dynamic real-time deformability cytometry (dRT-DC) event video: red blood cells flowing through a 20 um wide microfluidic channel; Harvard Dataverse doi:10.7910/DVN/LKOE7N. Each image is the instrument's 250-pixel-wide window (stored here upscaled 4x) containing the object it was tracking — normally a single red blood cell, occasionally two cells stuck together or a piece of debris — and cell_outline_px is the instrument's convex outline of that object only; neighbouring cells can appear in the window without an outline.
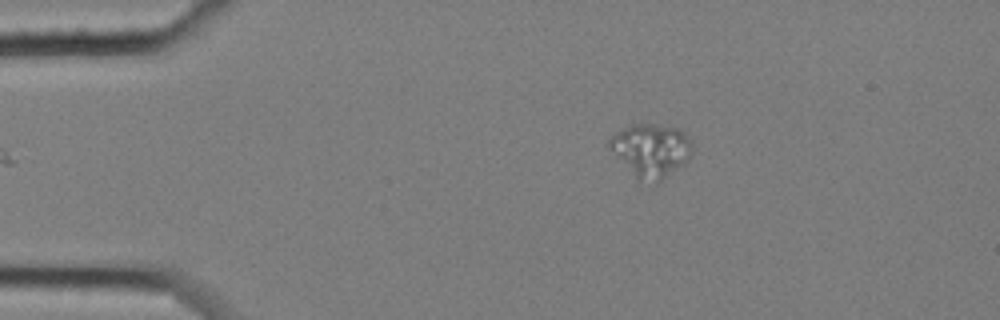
{"species": "common noctule bat (a hibernating species)", "species_latin": "Nyctalus noctula", "temperature_condition": "cold", "stored_images_in_passage": 7, "camera_frame_rate_fps": 3000, "um_per_image_px": 0.085, "animal": {"sex": "female", "body_mass_g": 25.1}, "frame": {"image": 1, "passage_image": 7, "time_ms": 2.0, "image_size_px": [1000, 320], "cell_outline_px": [[692, 144], [688, 156], [684, 164], [656, 184], [640, 180], [608, 148], [608, 140], [616, 132], [632, 124], [652, 124], [676, 128], [684, 132], [692, 140]], "centroid_in_image_um": [55.33, 12.77], "position_along_channel_um": 29.7, "area_um2": 25.32}}